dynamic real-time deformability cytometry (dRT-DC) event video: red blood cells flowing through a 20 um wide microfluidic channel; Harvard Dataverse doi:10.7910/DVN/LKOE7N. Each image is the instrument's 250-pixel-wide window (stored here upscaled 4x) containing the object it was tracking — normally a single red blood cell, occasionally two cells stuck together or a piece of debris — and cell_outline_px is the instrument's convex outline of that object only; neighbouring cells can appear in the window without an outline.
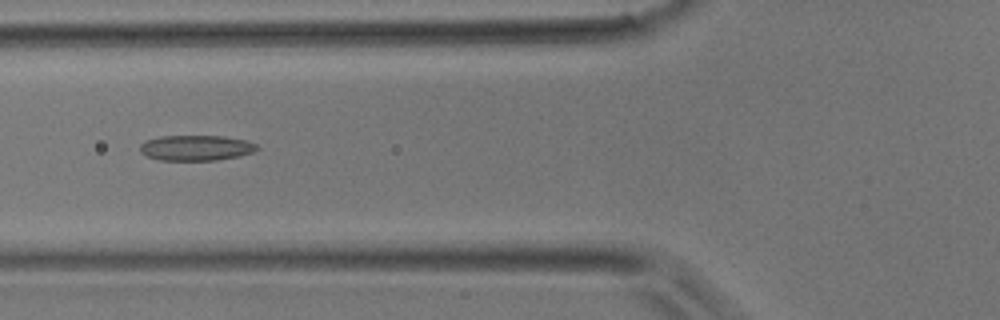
{"species": "common noctule bat (a hibernating species)", "species_latin": "Nyctalus noctula", "temperature_condition": "room temperature", "stored_images_in_passage": 3, "camera_frame_rate_fps": 3000, "um_per_image_px": 0.085, "animal": {"sex": "male", "body_mass_g": 17.9}, "frame": {"image": 1, "passage_image": 3, "time_ms": 0.667, "image_size_px": [1000, 320], "cell_outline_px": [[260, 148], [252, 152], [240, 156], [216, 160], [160, 160], [148, 156], [140, 152], [140, 144], [144, 140], [160, 136], [224, 136], [248, 140], [256, 144]], "centroid_in_image_um": [16.67, 12.56], "position_along_channel_um": 109.1, "area_um2": 17.46}}